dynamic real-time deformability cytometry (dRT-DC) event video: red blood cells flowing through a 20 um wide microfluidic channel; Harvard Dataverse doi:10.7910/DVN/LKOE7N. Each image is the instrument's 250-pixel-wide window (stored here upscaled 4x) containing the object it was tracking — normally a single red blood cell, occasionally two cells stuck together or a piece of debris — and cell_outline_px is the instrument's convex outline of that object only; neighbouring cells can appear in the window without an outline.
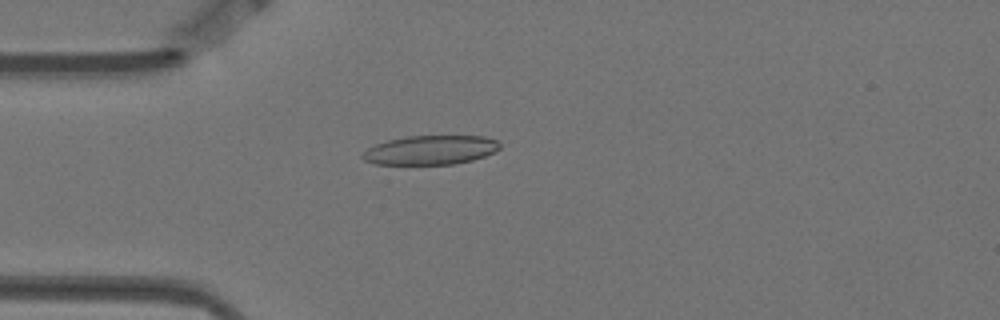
{"species": "Egyptian fruit bat (a non-hibernating species)", "species_latin": "Rousettus aegyptiacus", "temperature_condition": "warm", "stored_images_in_passage": 5, "camera_frame_rate_fps": 3000, "um_per_image_px": 0.085, "animal": {"sex": "female"}, "frame": {"image": 1, "passage_image": 5, "time_ms": 1.333, "image_size_px": [1000, 320], "cell_outline_px": [[500, 148], [484, 156], [472, 160], [456, 164], [372, 164], [364, 160], [360, 156], [368, 148], [376, 144], [388, 140], [404, 136], [484, 136], [496, 140], [500, 144]], "centroid_in_image_um": [36.57, 12.75], "position_along_channel_um": 48.4, "area_um2": 23.29}}